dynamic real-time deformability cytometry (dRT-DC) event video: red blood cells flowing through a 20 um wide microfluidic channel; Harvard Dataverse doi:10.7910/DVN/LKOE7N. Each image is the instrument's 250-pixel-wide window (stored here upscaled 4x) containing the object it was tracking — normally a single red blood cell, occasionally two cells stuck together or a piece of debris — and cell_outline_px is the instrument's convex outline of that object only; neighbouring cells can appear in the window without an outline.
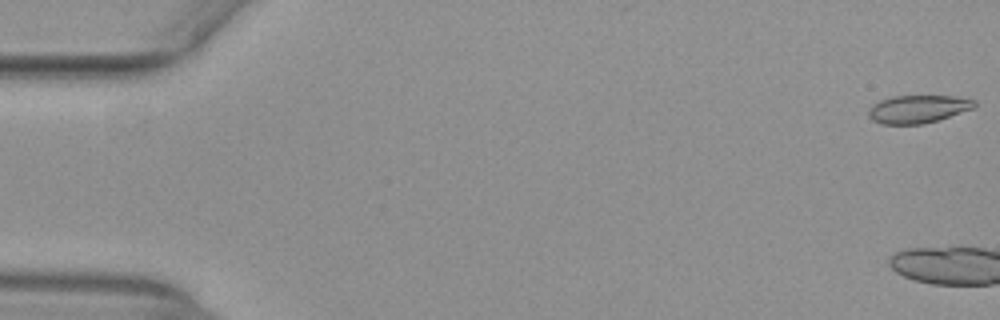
{"species": "common noctule bat (a hibernating species)", "species_latin": "Nyctalus noctula", "temperature_condition": "warm", "stored_images_in_passage": 4, "camera_frame_rate_fps": 3000, "um_per_image_px": 0.085, "animal": {"sex": "female", "body_mass_g": 29.2, "forearm_length_mm": 56.3}, "frame": {"image": 1, "passage_image": 1, "time_ms": 0.0, "image_size_px": [1000, 320], "cell_outline_px": [[976, 104], [972, 108], [924, 124], [880, 124], [872, 120], [868, 116], [868, 108], [872, 104], [880, 100], [892, 96], [952, 96], [976, 100]], "centroid_in_image_um": [77.95, 9.27], "position_along_channel_um": 7.1, "area_um2": 17.11}}